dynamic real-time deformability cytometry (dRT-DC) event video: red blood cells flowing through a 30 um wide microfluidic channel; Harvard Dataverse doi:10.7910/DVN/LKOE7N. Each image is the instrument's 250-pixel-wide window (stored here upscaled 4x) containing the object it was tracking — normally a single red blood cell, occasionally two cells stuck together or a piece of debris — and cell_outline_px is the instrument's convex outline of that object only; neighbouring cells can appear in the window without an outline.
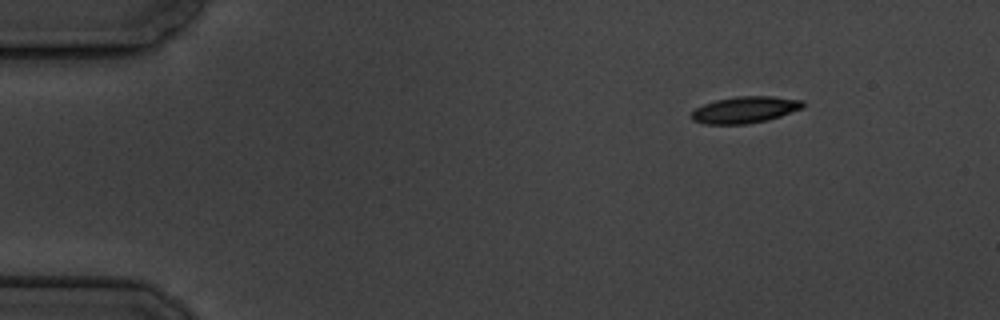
{"species": "common noctule bat (a hibernating species)", "species_latin": "Nyctalus noctula", "temperature_condition": "cold", "stored_images_in_passage": 4, "camera_frame_rate_fps": 3000, "um_per_image_px": 0.085, "animal": {"sex": "male", "body_mass_g": 19.5, "forearm_length_mm": 54.6}, "frame": {"image": 1, "passage_image": 1, "time_ms": 0.0, "image_size_px": [1000, 320], "cell_outline_px": [[804, 108], [768, 120], [748, 124], [704, 124], [692, 120], [692, 112], [696, 108], [704, 104], [716, 100], [736, 96], [772, 96], [804, 100]], "centroid_in_image_um": [63.35, 9.33], "position_along_channel_um": 21.6, "area_um2": 17.34}}
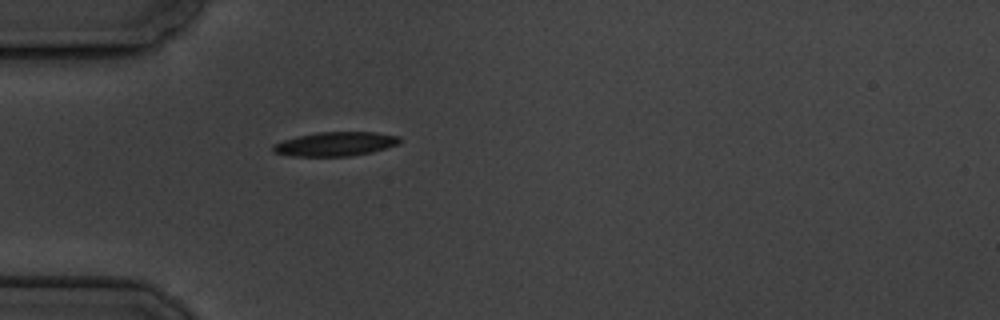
{"frame": {"image": 2, "passage_image": 4, "time_ms": 3.333, "image_size_px": [1000, 320], "cell_outline_px": [[404, 140], [400, 144], [372, 152], [348, 156], [292, 156], [272, 152], [272, 144], [284, 140], [316, 132], [376, 132], [400, 136]], "centroid_in_image_um": [28.56, 12.23], "position_along_channel_um": 56.4, "area_um2": 17.92}}